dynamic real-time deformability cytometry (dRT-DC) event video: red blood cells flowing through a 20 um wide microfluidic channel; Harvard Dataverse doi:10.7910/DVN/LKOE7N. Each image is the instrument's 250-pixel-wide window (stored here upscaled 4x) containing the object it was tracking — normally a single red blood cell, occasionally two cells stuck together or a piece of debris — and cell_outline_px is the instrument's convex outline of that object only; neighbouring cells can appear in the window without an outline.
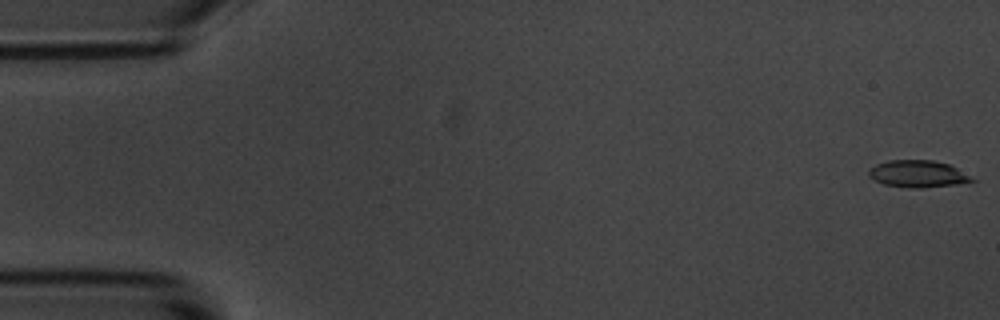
{"species": "common noctule bat (a hibernating species)", "species_latin": "Nyctalus noctula", "temperature_condition": "room temperature", "stored_images_in_passage": 53, "camera_frame_rate_fps": 3000, "um_per_image_px": 0.085, "animal": {"sex": "male", "body_mass_g": 20.1, "forearm_length_mm": 53.5}, "frame": {"image": 1, "passage_image": 1, "time_ms": 0.0, "image_size_px": [1000, 320], "cell_outline_px": [[976, 180], [956, 184], [920, 188], [908, 188], [884, 184], [868, 176], [868, 168], [876, 164], [888, 160], [932, 160], [948, 164], [956, 168]], "centroid_in_image_um": [77.95, 14.77], "position_along_channel_um": 7.0, "area_um2": 16.07}}
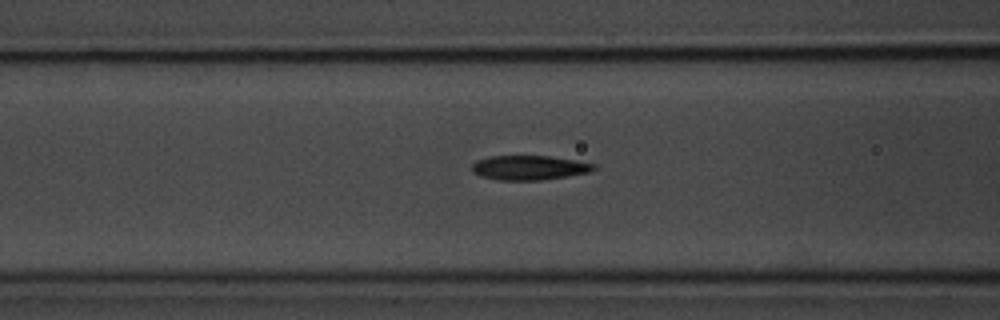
{"frame": {"image": 2, "passage_image": 22, "time_ms": 7.0, "image_size_px": [1000, 320], "cell_outline_px": [[596, 168], [588, 172], [568, 176], [540, 180], [500, 180], [480, 176], [472, 172], [472, 164], [476, 160], [488, 156], [552, 156], [576, 160], [596, 164]], "centroid_in_image_um": [44.97, 14.24], "position_along_channel_um": 121.6, "area_um2": 17.46}}
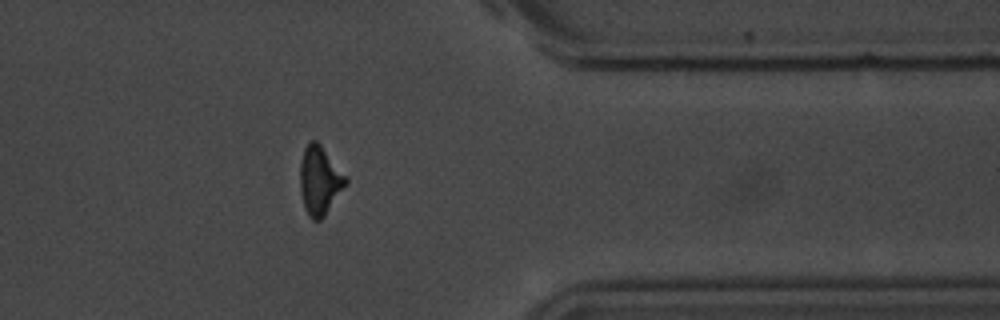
{"frame": {"image": 3, "passage_image": 45, "time_ms": 14.667, "image_size_px": [1000, 320], "cell_outline_px": [[348, 184], [324, 216], [320, 220], [312, 220], [304, 208], [300, 188], [300, 164], [304, 148], [308, 140], [316, 140], [320, 144], [348, 180]], "centroid_in_image_um": [27.16, 15.35], "position_along_channel_um": 384.2, "area_um2": 18.15}, "authors_computed_cell_mechanics": {"area_um2": 17.4556, "velocity_mm_per_s": 3.6062, "shape_relaxation_time_tau1_ms": 3.5917, "shape_relaxation_time_tau2_ms": 2.3824, "deformation_change_tau1": 0.1863, "deformation_change_tau2": 0.1082}}